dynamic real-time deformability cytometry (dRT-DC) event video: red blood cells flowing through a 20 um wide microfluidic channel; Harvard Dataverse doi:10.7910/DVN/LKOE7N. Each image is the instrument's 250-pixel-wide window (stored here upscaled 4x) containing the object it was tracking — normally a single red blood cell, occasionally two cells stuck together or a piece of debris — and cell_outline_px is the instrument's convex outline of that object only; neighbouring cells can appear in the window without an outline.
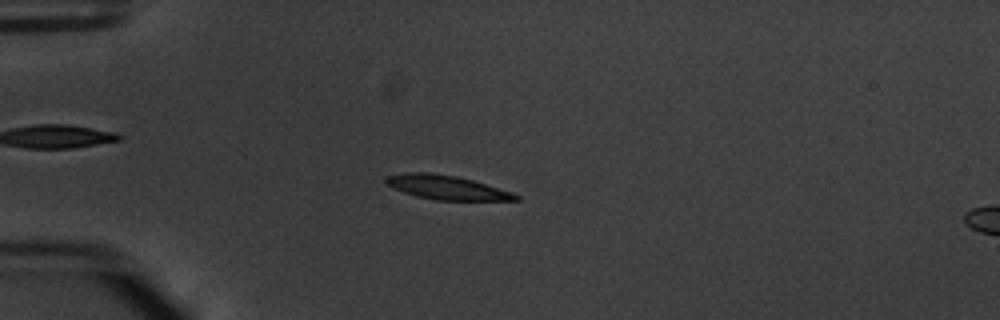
{"species": "common noctule bat (a hibernating species)", "species_latin": "Nyctalus noctula", "temperature_condition": "warm", "stored_images_in_passage": 54, "camera_frame_rate_fps": 3000, "um_per_image_px": 0.085, "animal": {"sex": "male", "body_mass_g": 20.1, "forearm_length_mm": 53.5}, "frame": {"image": 1, "passage_image": 15, "time_ms": 4.667, "image_size_px": [1000, 320], "cell_outline_px": [[520, 200], [436, 200], [416, 196], [404, 192], [388, 184], [384, 180], [388, 176], [408, 172], [428, 172], [456, 176], [472, 180], [512, 192], [520, 196]], "centroid_in_image_um": [37.99, 15.93], "position_along_channel_um": 47.0, "area_um2": 17.92}}
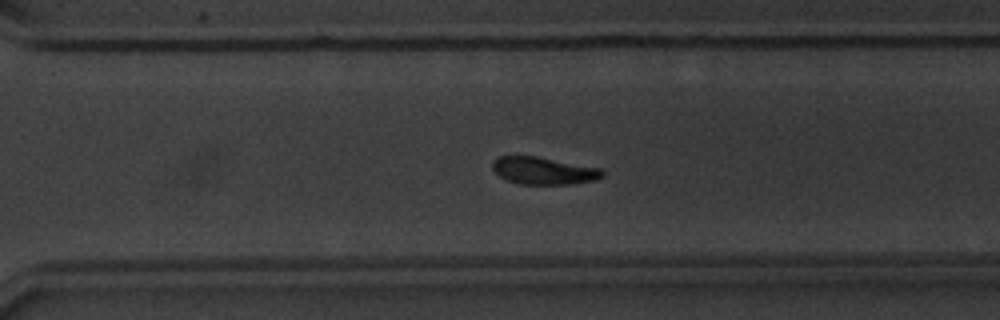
{"frame": {"image": 2, "passage_image": 39, "time_ms": 12.667, "image_size_px": [1000, 320], "cell_outline_px": [[604, 176], [596, 180], [572, 184], [520, 184], [508, 180], [500, 176], [492, 168], [492, 164], [500, 156], [536, 156], [600, 168], [604, 172]], "centroid_in_image_um": [46.24, 14.52], "position_along_channel_um": 324.4, "area_um2": 17.34}}
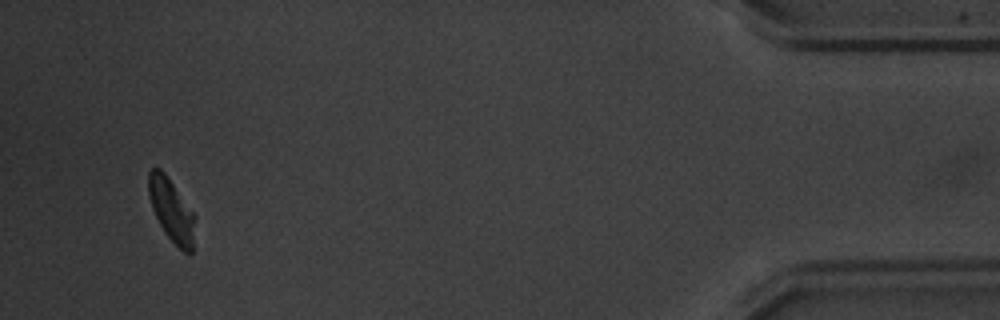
{"frame": {"image": 3, "passage_image": 52, "time_ms": 17.0, "image_size_px": [1000, 320], "cell_outline_px": [[196, 220], [192, 252], [188, 256], [164, 232], [152, 208], [148, 196], [148, 172], [152, 168], [160, 168], [164, 172], [196, 216]], "centroid_in_image_um": [14.58, 17.88], "position_along_channel_um": 420.6, "area_um2": 16.99}, "authors_computed_cell_mechanics": {"area_um2": 17.8891, "velocity_mm_per_s": 3.766, "shape_relaxation_time_tau1_ms": 2.601, "shape_relaxation_time_tau2_ms": 10.071, "deformation_change_tau1": 0.1488, "deformation_change_tau2": 0.1754}}